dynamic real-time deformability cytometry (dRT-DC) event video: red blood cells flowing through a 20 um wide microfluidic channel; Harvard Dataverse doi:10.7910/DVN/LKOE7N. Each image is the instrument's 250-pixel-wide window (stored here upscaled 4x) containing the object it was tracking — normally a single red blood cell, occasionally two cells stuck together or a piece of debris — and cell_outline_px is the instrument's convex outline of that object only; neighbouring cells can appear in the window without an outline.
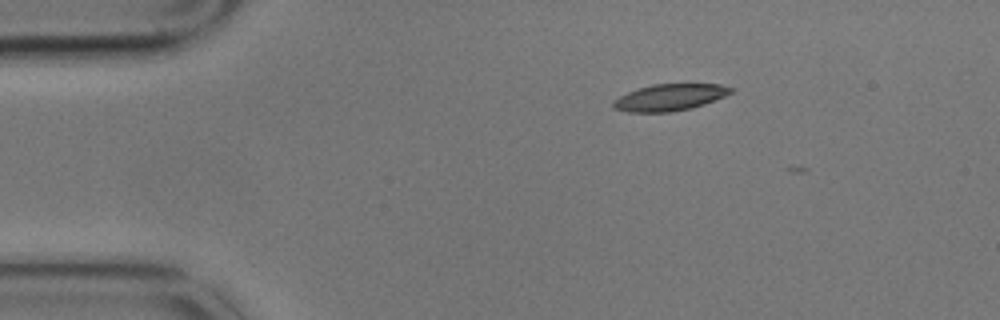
{"species": "common noctule bat (a hibernating species)", "species_latin": "Nyctalus noctula", "temperature_condition": "cold", "stored_images_in_passage": 3, "camera_frame_rate_fps": 3000, "um_per_image_px": 0.085, "animal": {"sex": "male", "body_mass_g": 17.9}, "frame": {"image": 1, "passage_image": 1, "time_ms": 0.0, "image_size_px": [1000, 320], "cell_outline_px": [[736, 88], [732, 92], [724, 96], [704, 104], [692, 108], [672, 112], [628, 112], [612, 108], [612, 104], [620, 96], [628, 92], [652, 84], [720, 84]], "centroid_in_image_um": [56.95, 8.28], "position_along_channel_um": 28.0, "area_um2": 18.21}}
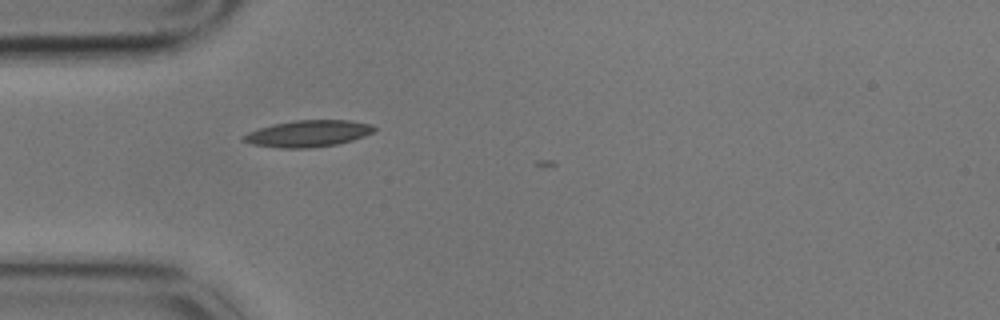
{"frame": {"image": 2, "passage_image": 3, "time_ms": 0.667, "image_size_px": [1000, 320], "cell_outline_px": [[376, 128], [372, 132], [364, 136], [352, 140], [336, 144], [312, 148], [280, 148], [252, 144], [240, 140], [240, 136], [248, 132], [272, 124], [296, 120], [352, 120], [372, 124]], "centroid_in_image_um": [26.16, 11.35], "position_along_channel_um": 58.8, "area_um2": 20.35}}